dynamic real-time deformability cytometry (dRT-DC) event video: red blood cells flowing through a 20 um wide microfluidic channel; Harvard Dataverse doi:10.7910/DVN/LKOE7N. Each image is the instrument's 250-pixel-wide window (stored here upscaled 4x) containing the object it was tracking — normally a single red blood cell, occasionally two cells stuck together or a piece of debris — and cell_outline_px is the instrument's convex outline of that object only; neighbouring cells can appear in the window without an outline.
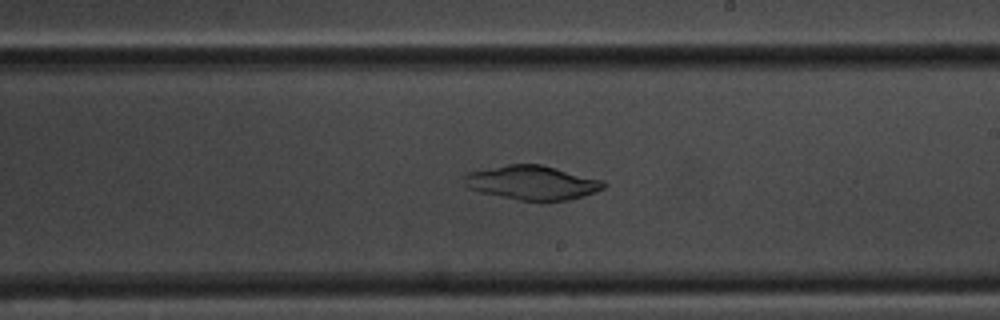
{"species": "common noctule bat (a hibernating species)", "species_latin": "Nyctalus noctula", "temperature_condition": "room temperature", "stored_images_in_passage": 53, "camera_frame_rate_fps": 3000, "um_per_image_px": 0.085, "animal": {"sex": "male", "body_mass_g": 20.1, "forearm_length_mm": 53.5}, "frame": {"image": 1, "passage_image": 30, "time_ms": 9.667, "image_size_px": [1000, 320], "cell_outline_px": [[608, 184], [604, 188], [596, 192], [584, 196], [568, 200], [540, 204], [480, 192], [468, 188], [464, 184], [464, 176], [468, 172], [508, 164], [540, 164], [604, 180]], "centroid_in_image_um": [45.28, 15.56], "position_along_channel_um": 243.7, "area_um2": 28.32}}
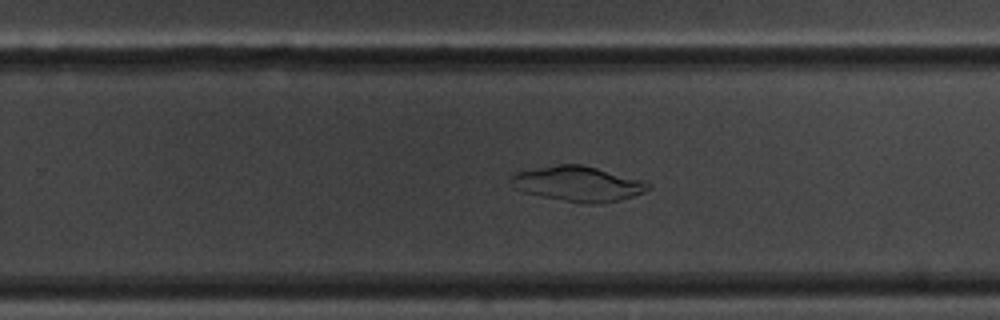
{"frame": {"image": 2, "passage_image": 33, "time_ms": 10.667, "image_size_px": [1000, 320], "cell_outline_px": [[652, 188], [644, 192], [620, 200], [600, 204], [588, 204], [564, 200], [524, 192], [516, 188], [508, 180], [508, 176], [512, 172], [556, 164], [580, 164], [644, 180], [652, 184]], "centroid_in_image_um": [49.12, 15.61], "position_along_channel_um": 280.7, "area_um2": 28.21}}
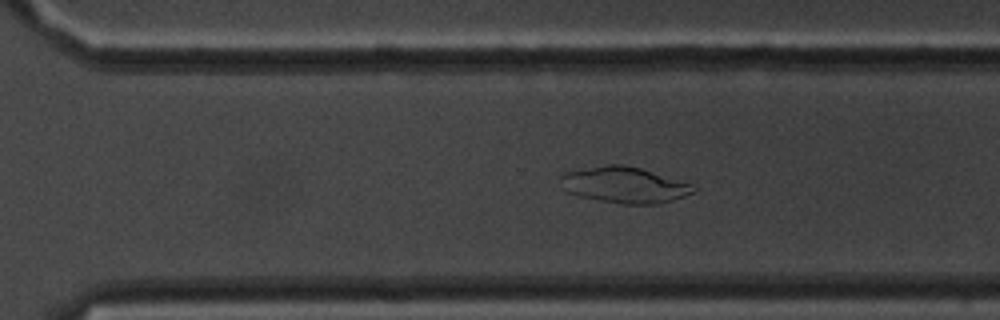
{"frame": {"image": 3, "passage_image": 36, "time_ms": 11.667, "image_size_px": [1000, 320], "cell_outline_px": [[696, 192], [660, 204], [624, 204], [576, 196], [568, 192], [560, 176], [560, 172], [608, 164], [624, 164], [640, 168], [688, 184], [696, 188]], "centroid_in_image_um": [53.03, 15.72], "position_along_channel_um": 317.6, "area_um2": 27.57}}